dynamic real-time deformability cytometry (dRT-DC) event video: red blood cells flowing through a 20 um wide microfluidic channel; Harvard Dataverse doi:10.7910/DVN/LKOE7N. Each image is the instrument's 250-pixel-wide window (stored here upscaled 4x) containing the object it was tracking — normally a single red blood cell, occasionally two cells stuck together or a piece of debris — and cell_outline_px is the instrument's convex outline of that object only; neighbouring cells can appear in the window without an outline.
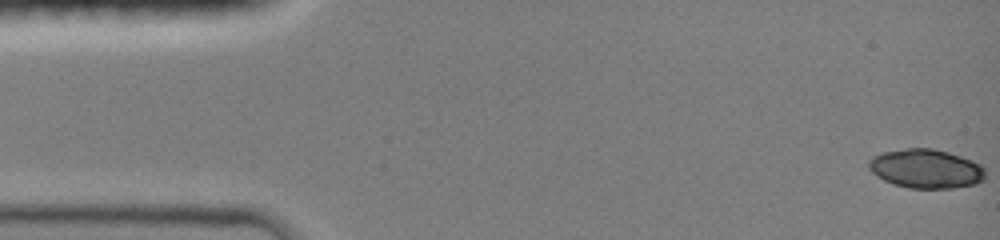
{"species": "common noctule bat (a hibernating species)", "species_latin": "Nyctalus noctula", "temperature_condition": "room temperature", "stored_images_in_passage": 76, "camera_frame_rate_fps": 3000, "um_per_image_px": 0.085, "animal": {"sex": "female", "body_mass_g": 19.0, "forearm_length_mm": 51.5}, "frame": {"image": 1, "passage_image": 1, "time_ms": 0.0, "image_size_px": [1000, 240], "cell_outline_px": [[984, 180], [972, 184], [952, 188], [912, 188], [896, 184], [884, 180], [872, 172], [868, 168], [868, 160], [884, 152], [908, 148], [932, 148], [948, 152], [960, 156], [980, 164], [984, 168]], "centroid_in_image_um": [78.71, 14.33], "position_along_channel_um": 6.3, "area_um2": 26.13}}
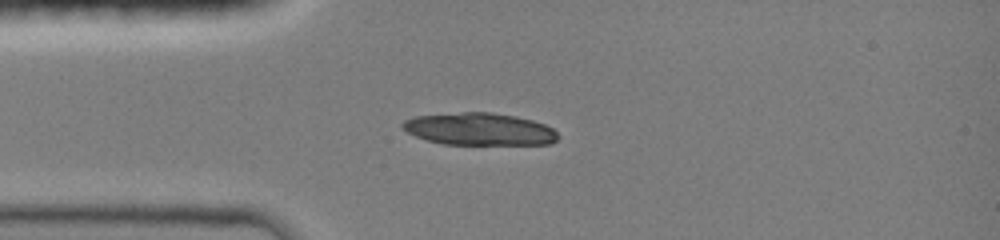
{"frame": {"image": 2, "passage_image": 14, "time_ms": 3.667, "image_size_px": [1000, 240], "cell_outline_px": [[560, 136], [552, 144], [444, 144], [428, 140], [416, 136], [408, 132], [400, 124], [404, 120], [416, 116], [464, 112], [492, 112], [516, 116], [532, 120], [544, 124], [552, 128]], "centroid_in_image_um": [40.77, 10.97], "position_along_channel_um": 44.2, "area_um2": 29.13}}
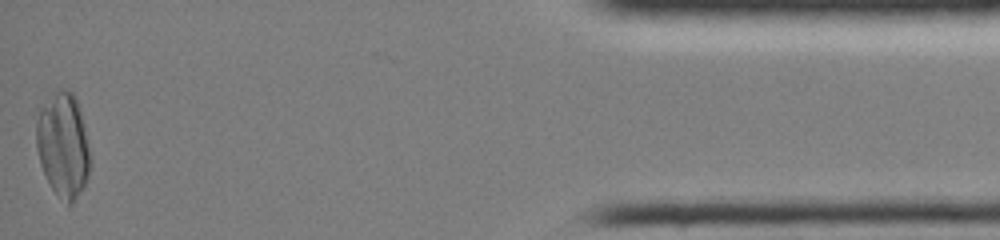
{"frame": {"image": 3, "passage_image": 76, "time_ms": 15.0, "image_size_px": [1000, 240], "cell_outline_px": [[88, 176], [84, 184], [72, 204], [68, 208], [52, 188], [40, 164], [36, 148], [36, 108], [60, 88], [68, 88], [76, 96], [80, 108], [84, 124], [88, 144]], "centroid_in_image_um": [5.32, 12.26], "position_along_channel_um": 429.9, "area_um2": 33.06}}